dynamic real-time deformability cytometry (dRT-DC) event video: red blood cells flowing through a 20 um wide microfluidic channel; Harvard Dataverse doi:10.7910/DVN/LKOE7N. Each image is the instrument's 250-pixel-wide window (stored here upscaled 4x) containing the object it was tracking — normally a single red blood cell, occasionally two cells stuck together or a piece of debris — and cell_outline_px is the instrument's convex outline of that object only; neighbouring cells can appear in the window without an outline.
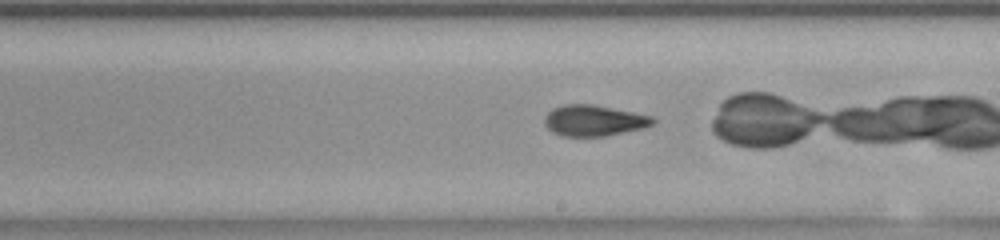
{"species": "common noctule bat (a hibernating species)", "species_latin": "Nyctalus noctula", "temperature_condition": "room temperature", "stored_images_in_passage": 41, "camera_frame_rate_fps": 3000, "um_per_image_px": 0.085, "animal": {"sex": "female", "body_mass_g": 23.0, "forearm_length_mm": 53.4}, "frame": {"image": 1, "passage_image": 26, "time_ms": 8.333, "image_size_px": [1000, 240], "cell_outline_px": [[656, 120], [652, 124], [644, 128], [604, 136], [564, 136], [552, 132], [544, 124], [544, 116], [552, 108], [564, 104], [592, 104], [652, 116]], "centroid_in_image_um": [50.45, 10.24], "position_along_channel_um": 238.6, "area_um2": 19.48}, "authors_computed_cell_mechanics": {"area_um2": 20.1722, "velocity_mm_per_s": 3.8996, "shape_relaxation_time_tau1_ms": 8.8594, "shape_relaxation_time_tau2_ms": 1.5006, "deformation_change_tau1": 0.212, "deformation_change_tau2": 0.0503}}